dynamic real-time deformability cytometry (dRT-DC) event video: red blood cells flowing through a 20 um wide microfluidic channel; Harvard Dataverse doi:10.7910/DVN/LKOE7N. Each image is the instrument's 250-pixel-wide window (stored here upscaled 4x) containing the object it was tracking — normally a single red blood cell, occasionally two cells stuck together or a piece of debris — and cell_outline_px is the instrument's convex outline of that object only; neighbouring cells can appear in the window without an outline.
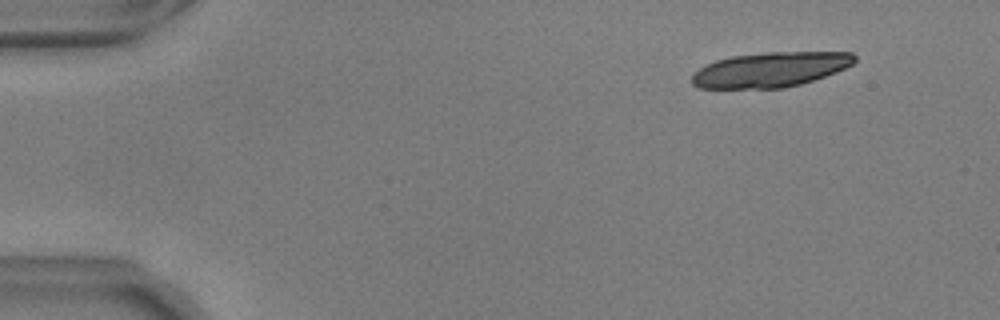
{"species": "common noctule bat (a hibernating species)", "species_latin": "Nyctalus noctula", "temperature_condition": "warm", "stored_images_in_passage": 20, "camera_frame_rate_fps": 3000, "um_per_image_px": 0.085, "animal": {"sex": "male", "body_mass_g": 17.9, "forearm_length_mm": 54.2}, "frame": {"image": 1, "passage_image": 6, "time_ms": 1.667, "image_size_px": [1000, 320], "cell_outline_px": [[856, 60], [852, 64], [836, 72], [800, 84], [784, 88], [700, 88], [692, 84], [692, 72], [704, 64], [716, 60], [732, 56], [768, 52], [852, 52], [856, 56]], "centroid_in_image_um": [65.44, 5.91], "position_along_channel_um": 19.6, "area_um2": 33.12}}